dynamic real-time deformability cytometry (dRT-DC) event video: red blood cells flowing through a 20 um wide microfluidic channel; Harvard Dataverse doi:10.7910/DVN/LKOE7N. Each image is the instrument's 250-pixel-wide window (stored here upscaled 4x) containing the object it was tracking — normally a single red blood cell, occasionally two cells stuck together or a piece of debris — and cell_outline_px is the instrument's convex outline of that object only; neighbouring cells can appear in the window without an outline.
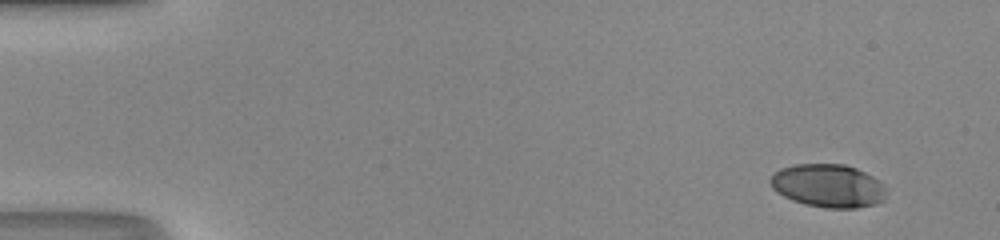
{"species": "human", "species_latin": "Homo sapiens", "temperature_condition": "room temperature", "stored_images_in_passage": 48, "camera_frame_rate_fps": 3000, "um_per_image_px": 0.085, "donor": {"sex": "male"}, "frame": {"image": 1, "passage_image": 1, "time_ms": 0.0, "image_size_px": [1000, 240], "cell_outline_px": [[884, 200], [876, 204], [856, 208], [824, 208], [804, 204], [792, 200], [776, 192], [772, 188], [768, 180], [780, 168], [796, 164], [844, 164], [856, 168], [880, 180], [884, 184]], "centroid_in_image_um": [70.38, 15.79], "position_along_channel_um": 14.6, "area_um2": 29.3}}
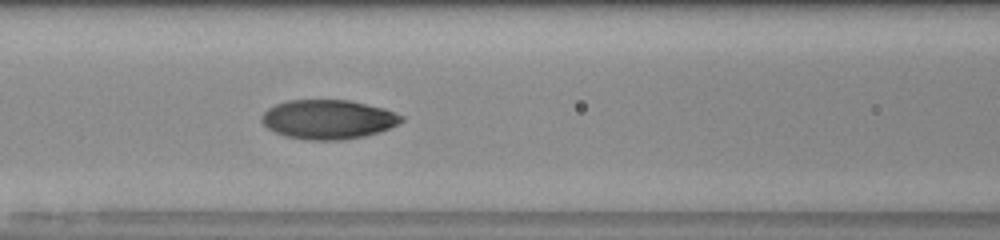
{"frame": {"image": 2, "passage_image": 20, "time_ms": 6.333, "image_size_px": [1000, 240], "cell_outline_px": [[404, 120], [380, 132], [364, 136], [344, 140], [308, 140], [284, 136], [268, 128], [260, 120], [260, 116], [268, 108], [276, 104], [288, 100], [348, 100], [384, 108], [396, 112], [404, 116]], "centroid_in_image_um": [27.89, 10.15], "position_along_channel_um": 138.7, "area_um2": 32.08}}
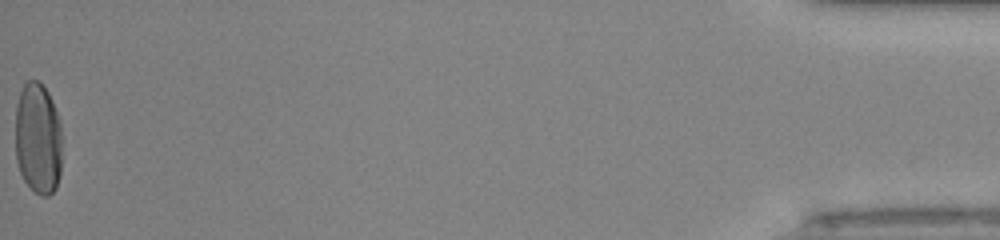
{"frame": {"image": 3, "passage_image": 48, "time_ms": 15.667, "image_size_px": [1000, 240], "cell_outline_px": [[60, 172], [56, 188], [48, 196], [40, 196], [24, 180], [20, 172], [16, 160], [16, 104], [20, 92], [24, 84], [28, 80], [36, 80], [48, 92], [52, 100], [60, 124]], "centroid_in_image_um": [3.21, 11.78], "position_along_channel_um": 432.0, "area_um2": 30.17}, "authors_computed_cell_mechanics": {"area_um2": 30.8941, "velocity_mm_per_s": 4.2054, "shape_relaxation_time_tau1_ms": 4.535, "shape_relaxation_time_tau2_ms": null, "deformation_change_tau1": 0.2008, "deformation_change_tau2": null}}